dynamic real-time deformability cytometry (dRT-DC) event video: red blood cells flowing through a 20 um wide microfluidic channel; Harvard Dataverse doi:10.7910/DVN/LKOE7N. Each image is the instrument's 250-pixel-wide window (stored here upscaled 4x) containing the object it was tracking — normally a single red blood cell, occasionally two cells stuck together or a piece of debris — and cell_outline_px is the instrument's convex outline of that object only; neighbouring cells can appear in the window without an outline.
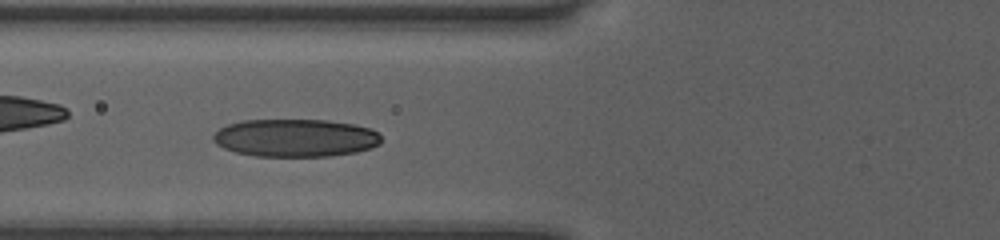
{"species": "human", "species_latin": "Homo sapiens", "temperature_condition": "room temperature", "stored_images_in_passage": 40, "camera_frame_rate_fps": 3000, "um_per_image_px": 0.085, "donor": {"sex": "female"}, "frame": {"image": 1, "passage_image": 9, "time_ms": 2.667, "image_size_px": [1000, 240], "cell_outline_px": [[380, 144], [372, 148], [356, 152], [328, 156], [256, 156], [236, 152], [224, 148], [216, 144], [212, 140], [212, 136], [220, 128], [228, 124], [244, 120], [328, 120], [356, 124], [372, 128], [380, 132]], "centroid_in_image_um": [25.15, 11.71], "position_along_channel_um": 100.7, "area_um2": 37.28}}
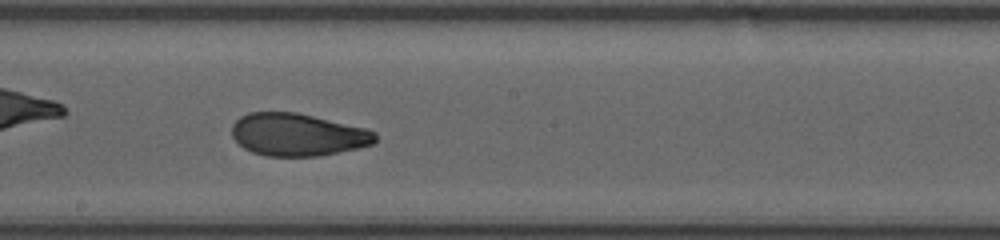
{"frame": {"image": 2, "passage_image": 18, "time_ms": 5.667, "image_size_px": [1000, 240], "cell_outline_px": [[376, 140], [372, 144], [356, 148], [316, 156], [264, 156], [252, 152], [244, 148], [232, 136], [232, 124], [240, 116], [248, 112], [296, 112], [368, 128], [376, 132]], "centroid_in_image_um": [25.28, 11.43], "position_along_channel_um": 222.9, "area_um2": 35.55}}
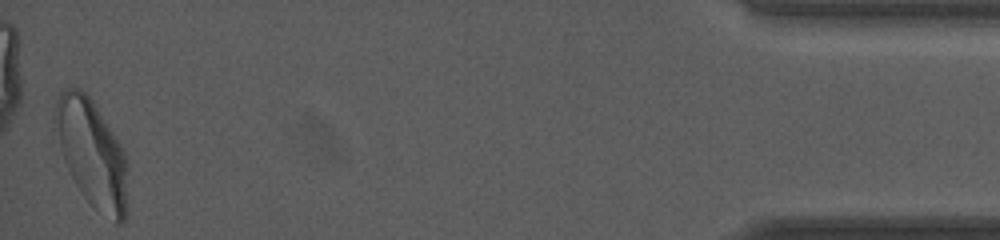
{"frame": {"image": 3, "passage_image": 39, "time_ms": 12.667, "image_size_px": [1000, 240], "cell_outline_px": [[128, 164], [124, 224], [116, 224], [92, 204], [84, 196], [76, 184], [64, 160], [60, 148], [52, 116], [56, 100], [60, 92], [68, 88], [80, 88], [92, 100], [124, 148]], "centroid_in_image_um": [7.81, 12.99], "position_along_channel_um": 427.4, "area_um2": 45.14}, "authors_computed_cell_mechanics": {"area_um2": 36.0961, "velocity_mm_per_s": 4.0632, "shape_relaxation_time_tau1_ms": 3.887, "shape_relaxation_time_tau2_ms": 1.1218, "deformation_change_tau1": 0.152, "deformation_change_tau2": 0.0696}}